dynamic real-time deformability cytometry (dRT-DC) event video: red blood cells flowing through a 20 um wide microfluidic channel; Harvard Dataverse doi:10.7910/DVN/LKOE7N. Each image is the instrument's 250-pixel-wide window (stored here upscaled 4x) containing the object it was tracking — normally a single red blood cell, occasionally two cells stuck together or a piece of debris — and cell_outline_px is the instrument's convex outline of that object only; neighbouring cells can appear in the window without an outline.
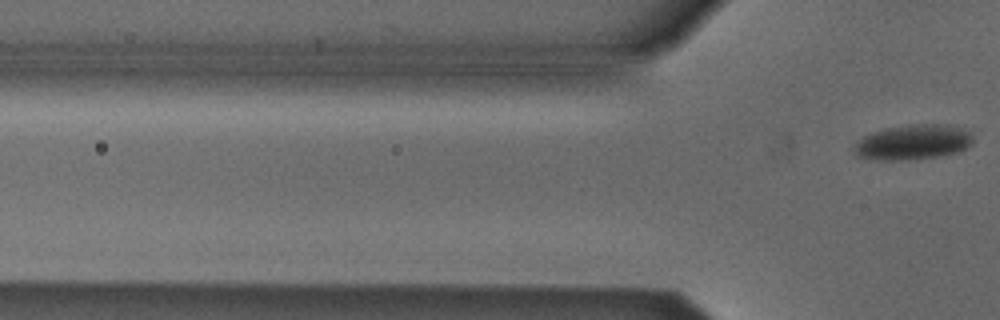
{"species": "Egyptian fruit bat (a non-hibernating species)", "species_latin": "Rousettus aegyptiacus", "temperature_condition": "cold", "stored_images_in_passage": 2, "camera_frame_rate_fps": 3000, "um_per_image_px": 0.085, "animal": {"sex": "male"}, "frame": {"image": 1, "passage_image": 2, "time_ms": 2.0, "image_size_px": [1000, 320], "cell_outline_px": [[972, 144], [960, 152], [940, 156], [908, 160], [876, 160], [860, 156], [856, 152], [856, 144], [864, 136], [872, 132], [888, 128], [912, 124], [932, 124], [960, 128], [972, 132]], "centroid_in_image_um": [77.66, 12.1], "position_along_channel_um": 48.1, "area_um2": 23.93}}